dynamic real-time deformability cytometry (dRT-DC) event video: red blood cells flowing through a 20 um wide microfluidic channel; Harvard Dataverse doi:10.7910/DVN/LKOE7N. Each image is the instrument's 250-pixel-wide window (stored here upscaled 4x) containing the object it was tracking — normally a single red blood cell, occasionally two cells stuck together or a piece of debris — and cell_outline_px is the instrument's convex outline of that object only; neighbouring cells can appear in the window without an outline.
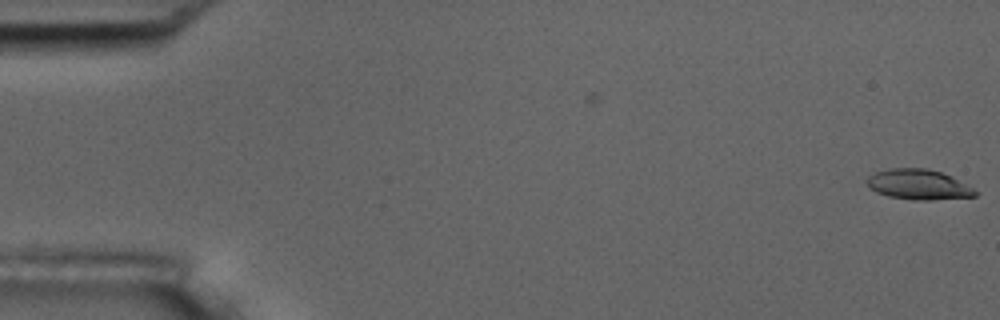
{"species": "common noctule bat (a hibernating species)", "species_latin": "Nyctalus noctula", "temperature_condition": "room temperature", "stored_images_in_passage": 5, "camera_frame_rate_fps": 3000, "um_per_image_px": 0.085, "animal": {"sex": "male", "body_mass_g": 17.5, "forearm_length_mm": 52.3}, "frame": {"image": 1, "passage_image": 5, "time_ms": 1.333, "image_size_px": [1000, 320], "cell_outline_px": [[980, 192], [976, 196], [928, 200], [916, 200], [888, 196], [876, 192], [868, 188], [868, 176], [876, 172], [888, 168], [928, 168], [940, 172]], "centroid_in_image_um": [78.03, 15.68], "position_along_channel_um": 7.0, "area_um2": 18.79}}